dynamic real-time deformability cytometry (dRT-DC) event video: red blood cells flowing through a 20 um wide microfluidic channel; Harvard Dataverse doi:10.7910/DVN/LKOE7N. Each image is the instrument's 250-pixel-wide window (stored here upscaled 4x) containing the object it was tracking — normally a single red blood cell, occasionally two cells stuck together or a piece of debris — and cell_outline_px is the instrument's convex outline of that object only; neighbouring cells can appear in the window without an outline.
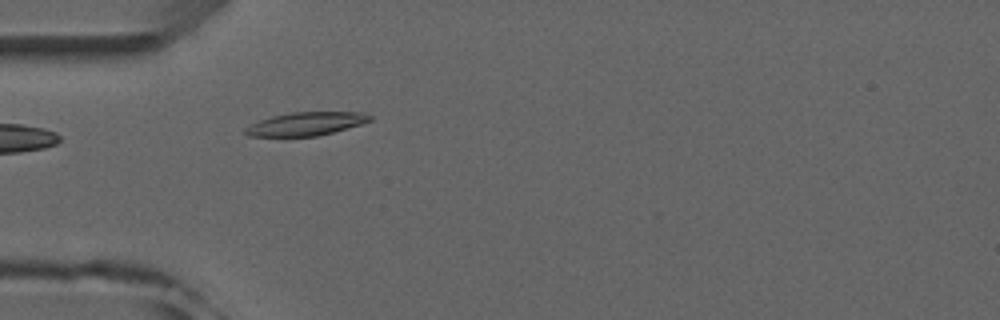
{"species": "common noctule bat (a hibernating species)", "species_latin": "Nyctalus noctula", "temperature_condition": "room temperature", "stored_images_in_passage": 5, "camera_frame_rate_fps": 3000, "um_per_image_px": 0.085, "animal": {"sex": "male", "forearm_length_mm": 52.5}, "frame": {"image": 1, "passage_image": 5, "time_ms": 4.667, "image_size_px": [1000, 320], "cell_outline_px": [[372, 120], [360, 124], [332, 132], [316, 136], [248, 136], [244, 132], [244, 128], [260, 120], [272, 116], [292, 112], [364, 112], [372, 116]], "centroid_in_image_um": [26.01, 10.52], "position_along_channel_um": 59.0, "area_um2": 16.76}}